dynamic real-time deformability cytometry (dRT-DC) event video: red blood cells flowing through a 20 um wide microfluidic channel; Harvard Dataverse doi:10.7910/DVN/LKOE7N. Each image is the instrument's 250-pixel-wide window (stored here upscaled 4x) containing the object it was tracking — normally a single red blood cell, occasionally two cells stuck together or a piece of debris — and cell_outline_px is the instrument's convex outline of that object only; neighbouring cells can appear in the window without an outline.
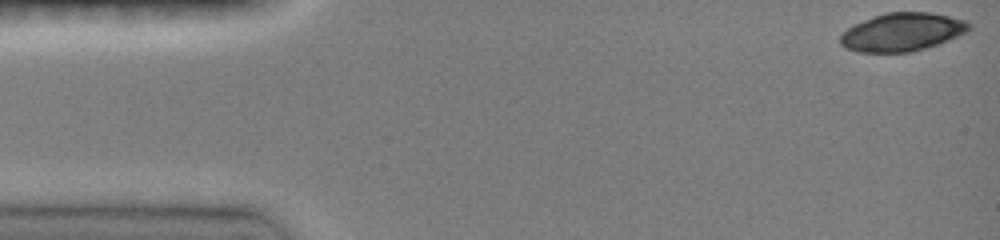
{"species": "common noctule bat (a hibernating species)", "species_latin": "Nyctalus noctula", "temperature_condition": "room temperature", "stored_images_in_passage": 35, "camera_frame_rate_fps": 3000, "um_per_image_px": 0.085, "animal": {"sex": "female", "body_mass_g": 19.0, "forearm_length_mm": 51.5}, "frame": {"image": 1, "passage_image": 1, "time_ms": 0.0, "image_size_px": [1000, 240], "cell_outline_px": [[972, 24], [964, 32], [948, 40], [912, 52], [860, 52], [848, 48], [840, 44], [840, 36], [848, 28], [864, 20], [884, 12], [928, 12], [968, 20]], "centroid_in_image_um": [76.69, 2.71], "position_along_channel_um": 8.3, "area_um2": 28.26}}